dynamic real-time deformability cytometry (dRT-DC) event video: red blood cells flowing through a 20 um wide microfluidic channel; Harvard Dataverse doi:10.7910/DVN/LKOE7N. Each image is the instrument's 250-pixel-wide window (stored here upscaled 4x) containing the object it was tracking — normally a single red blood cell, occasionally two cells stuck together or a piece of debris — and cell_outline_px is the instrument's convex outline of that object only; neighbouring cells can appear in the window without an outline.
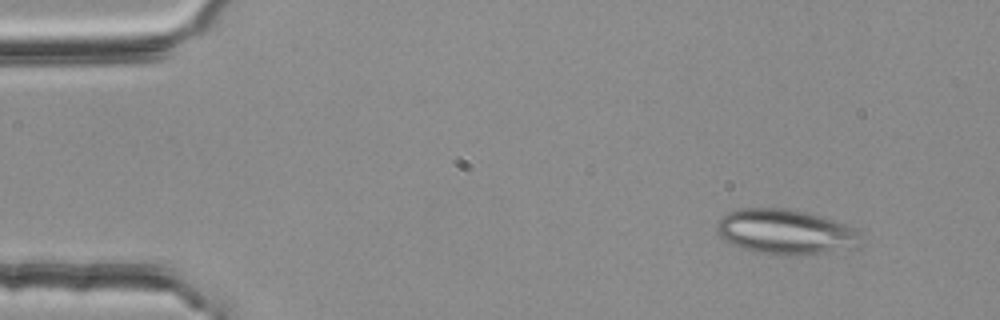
{"species": "common noctule bat (a hibernating species)", "species_latin": "Nyctalus noctula", "temperature_condition": "room temperature", "stored_images_in_passage": 50, "segment_of_instrument_passage": [1, 2], "camera_frame_rate_fps": 3000, "um_per_image_px": 0.085, "animal": {"sex": "female", "body_mass_g": 25.1}, "frame": {"image": 1, "passage_image": 2, "time_ms": 0.333, "image_size_px": [1000, 320], "cell_outline_px": [[864, 244], [860, 248], [796, 256], [772, 256], [740, 248], [724, 240], [716, 232], [716, 224], [728, 212], [744, 208], [784, 208], [808, 212], [824, 216], [848, 224], [860, 232]], "centroid_in_image_um": [66.86, 19.73], "position_along_channel_um": 18.1, "area_um2": 38.9}}